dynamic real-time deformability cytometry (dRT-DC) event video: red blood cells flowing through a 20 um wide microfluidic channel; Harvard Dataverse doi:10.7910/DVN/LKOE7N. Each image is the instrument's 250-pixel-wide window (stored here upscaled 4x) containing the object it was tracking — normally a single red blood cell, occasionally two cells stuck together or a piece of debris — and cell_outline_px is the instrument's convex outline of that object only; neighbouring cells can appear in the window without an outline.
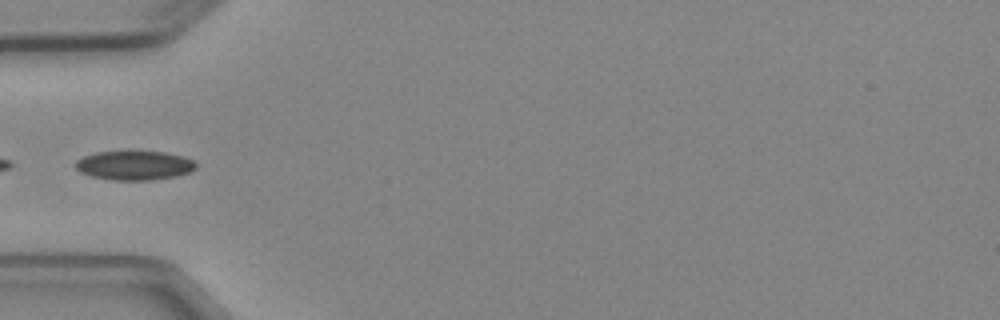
{"species": "Egyptian fruit bat (a non-hibernating species)", "species_latin": "Rousettus aegyptiacus", "temperature_condition": "cold", "stored_images_in_passage": 3, "camera_frame_rate_fps": 3000, "um_per_image_px": 0.085, "animal": {"sex": "female"}, "frame": {"image": 1, "passage_image": 3, "time_ms": 2.333, "image_size_px": [1000, 320], "cell_outline_px": [[196, 168], [188, 172], [176, 176], [152, 180], [112, 180], [92, 176], [80, 172], [76, 168], [76, 160], [84, 156], [96, 152], [164, 152], [180, 156], [192, 160], [196, 164]], "centroid_in_image_um": [11.4, 14.07], "position_along_channel_um": 73.6, "area_um2": 20.17}}